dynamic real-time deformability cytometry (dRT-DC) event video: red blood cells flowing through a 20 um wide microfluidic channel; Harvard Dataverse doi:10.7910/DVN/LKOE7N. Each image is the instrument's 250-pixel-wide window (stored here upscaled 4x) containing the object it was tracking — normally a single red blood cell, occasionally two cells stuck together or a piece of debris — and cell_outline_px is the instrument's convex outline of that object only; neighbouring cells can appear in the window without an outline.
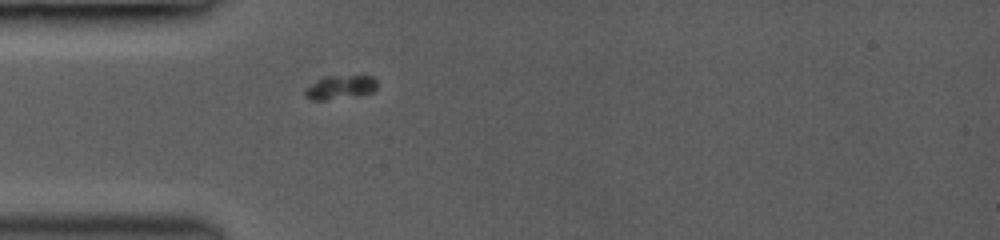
{"species": "common noctule bat (a hibernating species)", "species_latin": "Nyctalus noctula", "temperature_condition": "room temperature", "stored_images_in_passage": 3, "camera_frame_rate_fps": 3000, "um_per_image_px": 0.085, "animal": {"sex": "female", "body_mass_g": 19.0, "forearm_length_mm": 53.3}, "frame": {"image": 1, "passage_image": 3, "time_ms": 1.333, "image_size_px": [1000, 240], "cell_outline_px": [[376, 88], [372, 92], [364, 96], [324, 100], [312, 100], [304, 96], [304, 88], [316, 80], [324, 76], [364, 72], [372, 76], [376, 80]], "centroid_in_image_um": [28.97, 7.37], "position_along_channel_um": 56.0, "area_um2": 10.98}}